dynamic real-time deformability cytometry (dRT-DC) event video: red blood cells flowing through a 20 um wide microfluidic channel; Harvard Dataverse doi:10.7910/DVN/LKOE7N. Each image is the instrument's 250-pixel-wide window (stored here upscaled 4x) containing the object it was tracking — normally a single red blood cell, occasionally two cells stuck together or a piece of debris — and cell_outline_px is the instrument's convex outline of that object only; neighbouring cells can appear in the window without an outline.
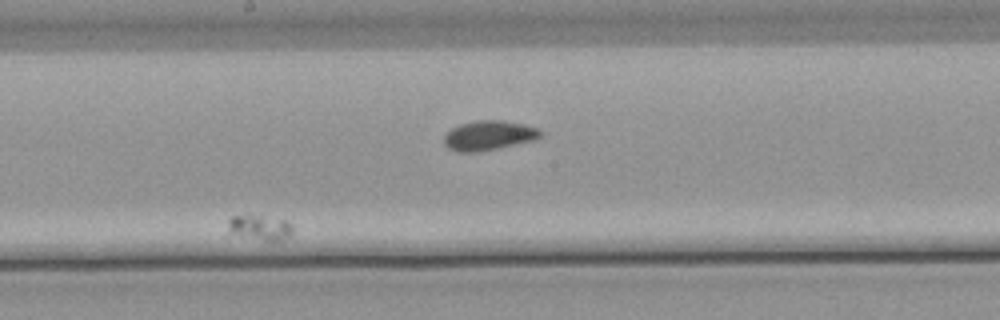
{"species": "common noctule bat (a hibernating species)", "species_latin": "Nyctalus noctula", "temperature_condition": "warm", "stored_images_in_passage": 55, "segment_of_instrument_passage": [2, 2], "camera_frame_rate_fps": 3000, "um_per_image_px": 0.085, "animal": {"sex": "male", "body_mass_g": 21.5, "forearm_length_mm": 52.0}, "frame": {"image": 1, "passage_image": 33, "time_ms": 10.667, "image_size_px": [1000, 320], "cell_outline_px": [[292, 232], [288, 236], [280, 240], [268, 240], [224, 236], [228, 220], [232, 216], [248, 212], [288, 220], [292, 224]], "centroid_in_image_um": [21.93, 19.3], "position_along_channel_um": 226.3, "area_um2": 10.52}}
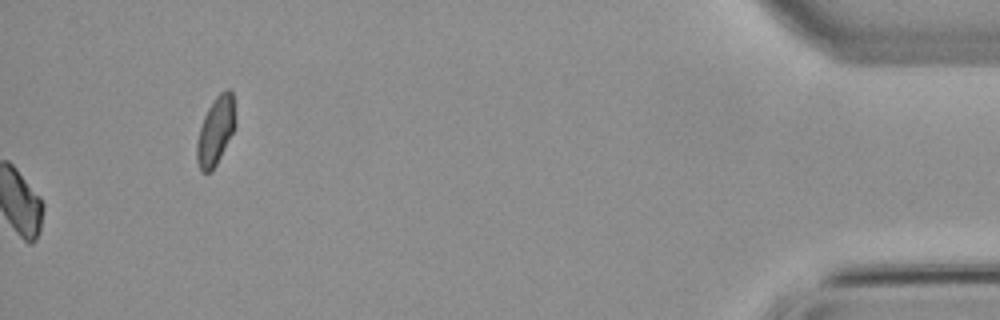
{"frame": {"image": 2, "passage_image": 55, "time_ms": 18.0, "image_size_px": [1000, 320], "cell_outline_px": [[236, 128], [216, 164], [208, 172], [200, 172], [196, 160], [196, 144], [200, 128], [204, 116], [208, 108], [216, 96], [220, 92], [228, 88], [232, 92], [236, 120]], "centroid_in_image_um": [18.34, 11.11], "position_along_channel_um": 416.9, "area_um2": 15.37}}